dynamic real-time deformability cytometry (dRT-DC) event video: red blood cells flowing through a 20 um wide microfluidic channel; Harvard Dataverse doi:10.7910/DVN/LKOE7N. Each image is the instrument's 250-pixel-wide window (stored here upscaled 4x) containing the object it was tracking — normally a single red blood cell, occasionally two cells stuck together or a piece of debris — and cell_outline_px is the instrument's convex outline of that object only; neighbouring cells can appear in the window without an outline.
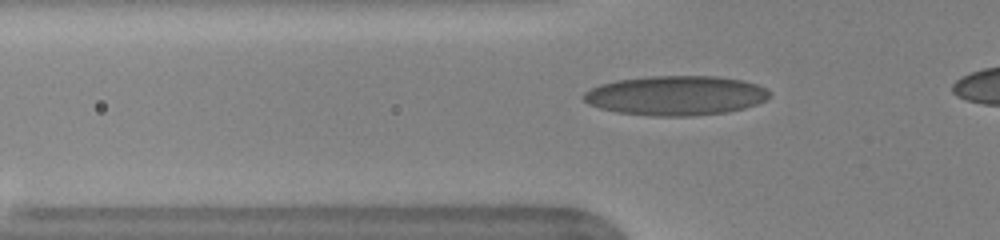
{"species": "human", "species_latin": "Homo sapiens", "temperature_condition": "warm", "stored_images_in_passage": 36, "camera_frame_rate_fps": 3000, "um_per_image_px": 0.085, "donor": {"sex": "female"}, "frame": {"image": 1, "passage_image": 8, "time_ms": 2.333, "image_size_px": [1000, 240], "cell_outline_px": [[772, 96], [756, 104], [744, 108], [728, 112], [692, 116], [652, 116], [616, 112], [600, 108], [588, 104], [584, 100], [584, 92], [600, 84], [616, 80], [648, 76], [716, 76], [744, 80], [768, 88], [772, 92]], "centroid_in_image_um": [57.48, 8.12], "position_along_channel_um": 68.3, "area_um2": 43.18}}
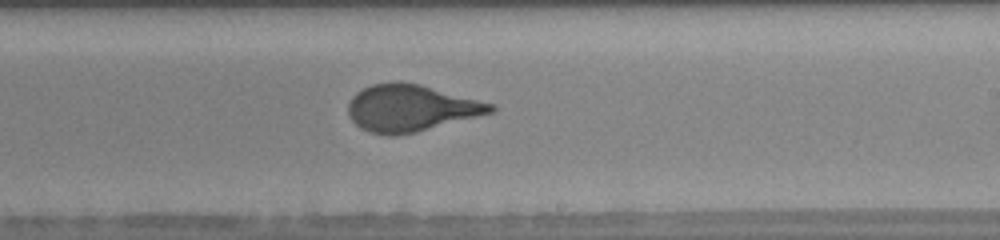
{"frame": {"image": 2, "passage_image": 22, "time_ms": 7.0, "image_size_px": [1000, 240], "cell_outline_px": [[496, 108], [492, 112], [416, 132], [396, 136], [388, 136], [368, 132], [360, 128], [348, 116], [348, 104], [352, 96], [356, 92], [372, 84], [396, 80], [400, 80], [420, 84], [492, 104]], "centroid_in_image_um": [34.84, 9.18], "position_along_channel_um": 254.2, "area_um2": 38.73}}
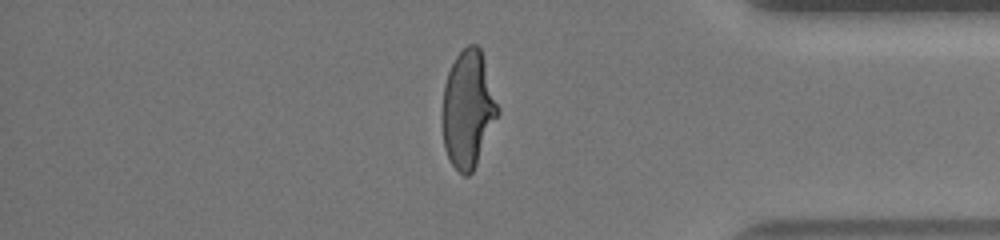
{"frame": {"image": 3, "passage_image": 34, "time_ms": 11.0, "image_size_px": [1000, 240], "cell_outline_px": [[500, 112], [476, 164], [472, 172], [468, 176], [464, 176], [452, 164], [444, 148], [440, 116], [444, 84], [448, 72], [456, 56], [468, 44], [476, 44], [480, 48], [500, 108]], "centroid_in_image_um": [39.76, 9.28], "position_along_channel_um": 395.4, "area_um2": 38.15}}